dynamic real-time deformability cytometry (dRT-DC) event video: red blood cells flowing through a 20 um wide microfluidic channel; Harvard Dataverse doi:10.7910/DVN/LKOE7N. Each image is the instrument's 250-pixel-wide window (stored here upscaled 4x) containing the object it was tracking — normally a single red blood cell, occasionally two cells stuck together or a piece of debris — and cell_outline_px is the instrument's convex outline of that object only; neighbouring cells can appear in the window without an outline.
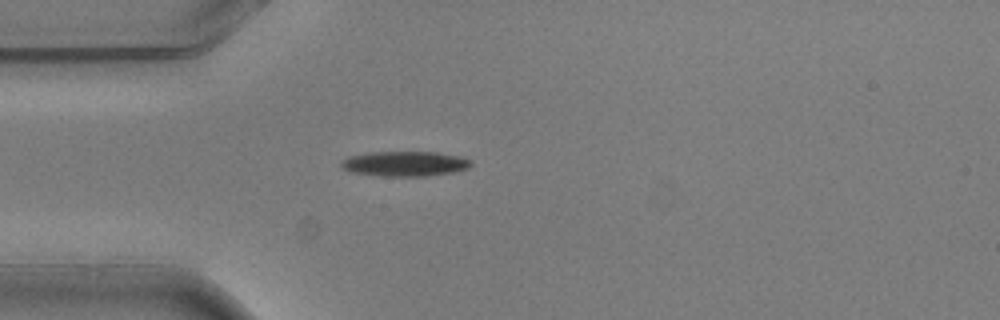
{"species": "common noctule bat (a hibernating species)", "species_latin": "Nyctalus noctula", "temperature_condition": "warm", "stored_images_in_passage": 1, "camera_frame_rate_fps": 3000, "um_per_image_px": 0.085, "animal": {"sex": "male", "body_mass_g": 20.5, "forearm_length_mm": 52.5}, "frame": {"image": 1, "passage_image": 1, "time_ms": 0.0, "image_size_px": [1000, 320], "cell_outline_px": [[472, 164], [468, 168], [456, 172], [428, 176], [380, 176], [348, 172], [340, 168], [340, 164], [348, 156], [368, 152], [436, 152], [460, 156], [472, 160]], "centroid_in_image_um": [34.4, 13.92], "position_along_channel_um": 50.6, "area_um2": 19.25}}